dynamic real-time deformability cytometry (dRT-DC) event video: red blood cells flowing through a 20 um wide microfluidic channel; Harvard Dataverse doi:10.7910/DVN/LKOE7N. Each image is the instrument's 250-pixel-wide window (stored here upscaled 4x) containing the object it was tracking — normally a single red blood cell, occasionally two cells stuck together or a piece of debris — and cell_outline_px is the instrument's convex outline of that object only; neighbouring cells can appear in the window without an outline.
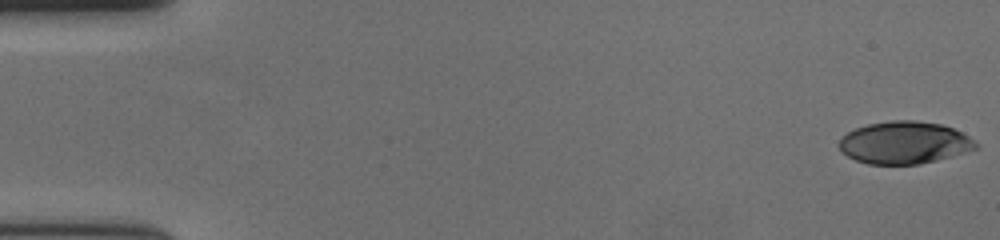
{"species": "human", "species_latin": "Homo sapiens", "temperature_condition": "cold", "stored_images_in_passage": 57, "camera_frame_rate_fps": 3000, "um_per_image_px": 0.085, "donor": {"sex": "female"}, "frame": {"image": 1, "passage_image": 1, "time_ms": 0.0, "image_size_px": [1000, 240], "cell_outline_px": [[980, 144], [976, 148], [936, 160], [920, 164], [868, 164], [856, 160], [848, 156], [840, 148], [840, 140], [848, 132], [856, 128], [868, 124], [892, 120], [916, 120], [940, 124], [952, 128], [968, 136]], "centroid_in_image_um": [76.87, 12.12], "position_along_channel_um": 8.1, "area_um2": 33.29}}
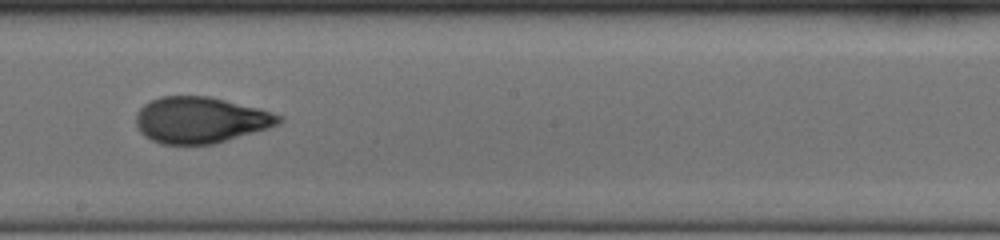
{"frame": {"image": 2, "passage_image": 33, "time_ms": 10.667, "image_size_px": [1000, 240], "cell_outline_px": [[284, 120], [268, 128], [212, 144], [160, 144], [144, 136], [140, 132], [136, 124], [136, 112], [144, 104], [160, 96], [208, 96], [256, 108], [280, 116]], "centroid_in_image_um": [16.96, 10.2], "position_along_channel_um": 231.2, "area_um2": 37.92}}
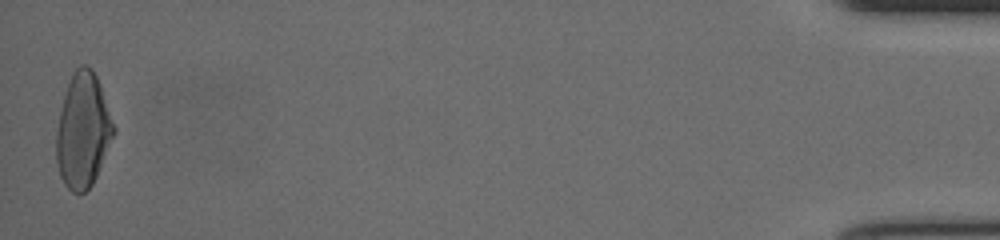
{"frame": {"image": 3, "passage_image": 57, "time_ms": 18.667, "image_size_px": [1000, 240], "cell_outline_px": [[116, 132], [96, 176], [92, 184], [84, 192], [72, 192], [64, 184], [60, 176], [56, 160], [56, 132], [64, 92], [72, 72], [80, 64], [84, 64], [92, 68], [100, 84], [116, 128]], "centroid_in_image_um": [7.05, 11.07], "position_along_channel_um": 428.1, "area_um2": 38.44}, "authors_computed_cell_mechanics": {"area_um2": 37.3966, "velocity_mm_per_s": 3.6576, "shape_relaxation_time_tau1_ms": 6.7536, "shape_relaxation_time_tau2_ms": 1.3002, "deformation_change_tau1": 0.2267, "deformation_change_tau2": 0.0708}}